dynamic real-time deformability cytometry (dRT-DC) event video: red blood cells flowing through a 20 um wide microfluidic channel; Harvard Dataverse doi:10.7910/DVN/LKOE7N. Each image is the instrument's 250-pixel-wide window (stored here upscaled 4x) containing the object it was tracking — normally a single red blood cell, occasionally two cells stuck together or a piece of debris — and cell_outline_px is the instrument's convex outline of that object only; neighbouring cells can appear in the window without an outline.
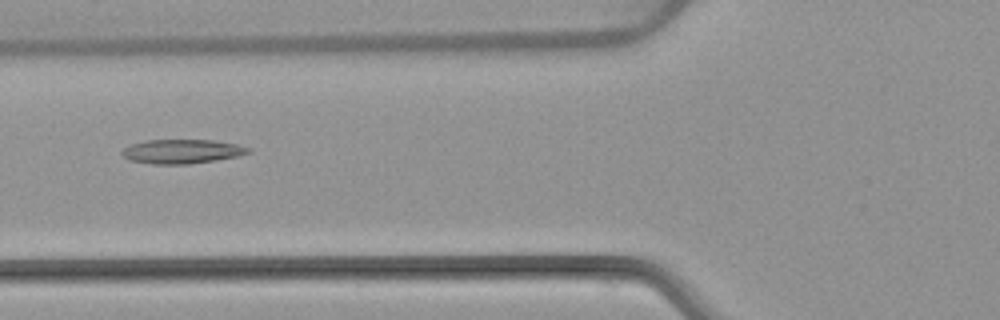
{"species": "common noctule bat (a hibernating species)", "species_latin": "Nyctalus noctula", "temperature_condition": "warm", "stored_images_in_passage": 6, "camera_frame_rate_fps": 3000, "um_per_image_px": 0.085, "animal": {"sex": "female", "body_mass_g": 22.7, "forearm_length_mm": 54.2}, "frame": {"image": 1, "passage_image": 6, "time_ms": 6.0, "image_size_px": [1000, 320], "cell_outline_px": [[252, 152], [236, 156], [216, 160], [188, 164], [152, 164], [128, 160], [120, 152], [124, 148], [132, 144], [148, 140], [212, 140], [236, 144], [252, 148]], "centroid_in_image_um": [15.47, 12.87], "position_along_channel_um": 110.3, "area_um2": 17.74}}